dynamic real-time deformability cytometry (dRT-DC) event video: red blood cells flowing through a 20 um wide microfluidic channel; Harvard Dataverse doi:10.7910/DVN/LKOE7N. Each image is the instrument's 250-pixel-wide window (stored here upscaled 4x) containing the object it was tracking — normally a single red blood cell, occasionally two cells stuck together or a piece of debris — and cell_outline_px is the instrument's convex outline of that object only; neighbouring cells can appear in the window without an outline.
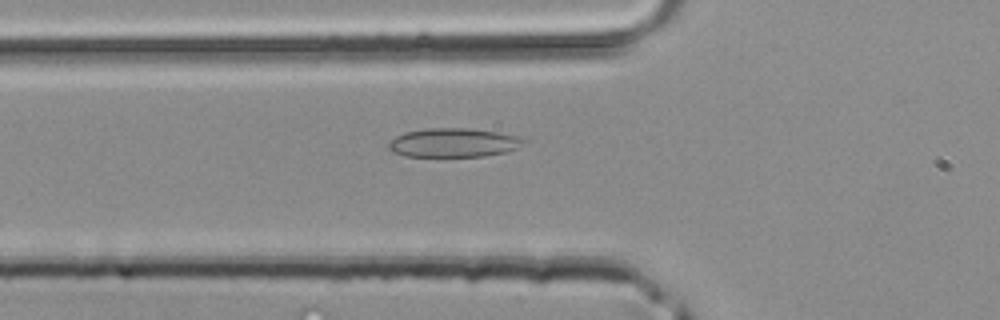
{"species": "common noctule bat (a hibernating species)", "species_latin": "Nyctalus noctula", "temperature_condition": "room temperature", "stored_images_in_passage": 32, "camera_frame_rate_fps": 3000, "um_per_image_px": 0.085, "animal": {"sex": "male", "body_mass_g": 20.4}, "frame": {"image": 1, "passage_image": 6, "time_ms": 1.667, "image_size_px": [1000, 320], "cell_outline_px": [[528, 140], [520, 148], [504, 152], [484, 156], [404, 156], [392, 152], [388, 148], [388, 144], [396, 136], [404, 132], [428, 128], [468, 128], [496, 132], [516, 136]], "centroid_in_image_um": [38.55, 12.13], "position_along_channel_um": 87.2, "area_um2": 22.77}}
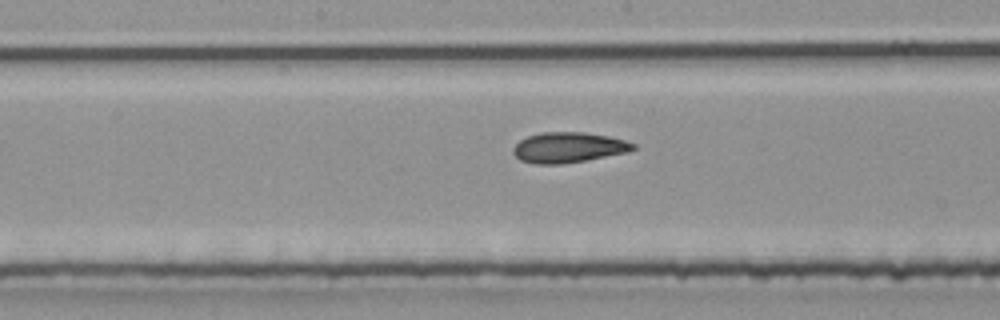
{"frame": {"image": 2, "passage_image": 13, "time_ms": 4.0, "image_size_px": [1000, 320], "cell_outline_px": [[636, 148], [628, 152], [588, 160], [560, 164], [536, 164], [520, 160], [512, 152], [512, 148], [520, 140], [528, 136], [540, 132], [584, 132], [608, 136], [624, 140], [636, 144]], "centroid_in_image_um": [48.31, 12.53], "position_along_channel_um": 199.9, "area_um2": 21.33}}
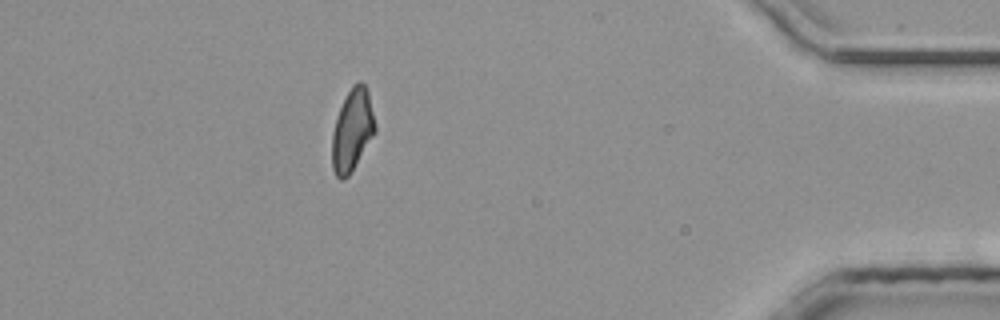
{"frame": {"image": 3, "passage_image": 29, "time_ms": 9.333, "image_size_px": [1000, 320], "cell_outline_px": [[376, 132], [348, 176], [344, 180], [340, 180], [336, 176], [332, 168], [332, 132], [336, 116], [352, 84], [356, 80], [360, 80], [364, 84], [368, 92], [376, 124]], "centroid_in_image_um": [29.94, 11.05], "position_along_channel_um": 405.3, "area_um2": 20.63}}